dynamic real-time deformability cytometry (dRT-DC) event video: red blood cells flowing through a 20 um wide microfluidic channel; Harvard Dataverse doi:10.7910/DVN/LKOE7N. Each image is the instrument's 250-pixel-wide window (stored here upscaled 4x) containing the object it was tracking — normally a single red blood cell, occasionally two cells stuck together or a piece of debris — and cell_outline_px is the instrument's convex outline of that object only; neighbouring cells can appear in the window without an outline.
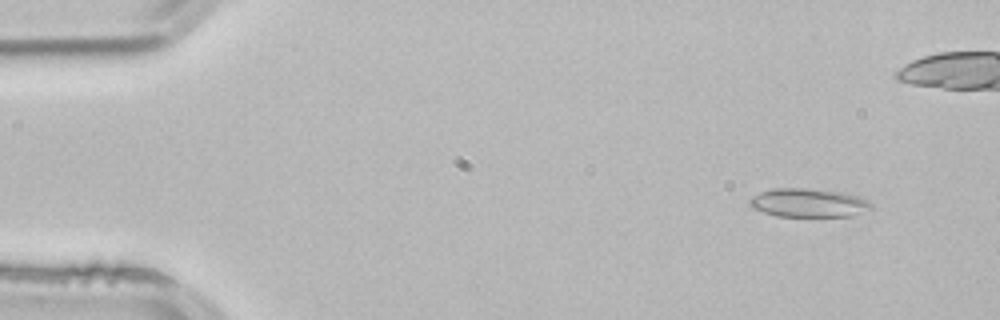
{"species": "common noctule bat (a hibernating species)", "species_latin": "Nyctalus noctula", "temperature_condition": "room temperature", "stored_images_in_passage": 4, "camera_frame_rate_fps": 3000, "um_per_image_px": 0.085, "animal": {"sex": "male", "body_mass_g": 21.5, "forearm_length_mm": 52.0}, "frame": {"image": 1, "passage_image": 1, "time_ms": 0.0, "image_size_px": [1000, 320], "cell_outline_px": [[876, 208], [852, 216], [776, 216], [752, 208], [748, 204], [748, 200], [752, 196], [760, 192], [772, 188], [808, 188], [848, 192], [868, 200]], "centroid_in_image_um": [68.76, 17.23], "position_along_channel_um": 16.2, "area_um2": 20.75}}